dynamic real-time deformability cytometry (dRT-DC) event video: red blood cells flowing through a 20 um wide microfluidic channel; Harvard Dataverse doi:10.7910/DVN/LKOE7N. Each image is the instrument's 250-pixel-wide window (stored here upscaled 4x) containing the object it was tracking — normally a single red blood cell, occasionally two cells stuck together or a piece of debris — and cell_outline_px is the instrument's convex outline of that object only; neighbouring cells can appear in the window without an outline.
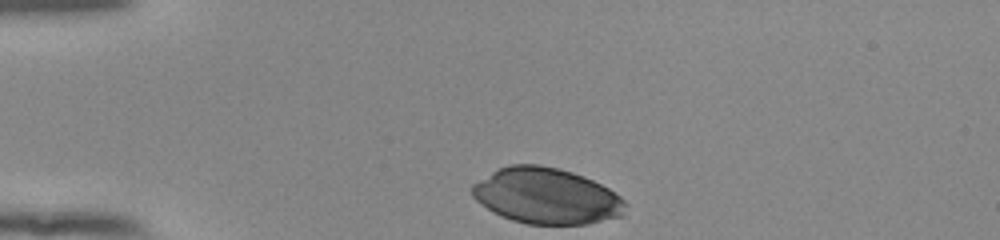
{"species": "human", "species_latin": "Homo sapiens", "temperature_condition": "room temperature", "stored_images_in_passage": 32, "camera_frame_rate_fps": 3000, "um_per_image_px": 0.085, "donor": {"sex": "female"}, "frame": {"image": 1, "passage_image": 1, "time_ms": 0.0, "image_size_px": [1000, 240], "cell_outline_px": [[628, 204], [624, 216], [588, 224], [528, 224], [512, 220], [480, 204], [472, 196], [472, 184], [492, 172], [508, 164], [536, 164], [556, 168], [572, 172], [584, 176], [608, 188], [620, 196]], "centroid_in_image_um": [46.49, 16.66], "position_along_channel_um": 38.5, "area_um2": 49.82}}
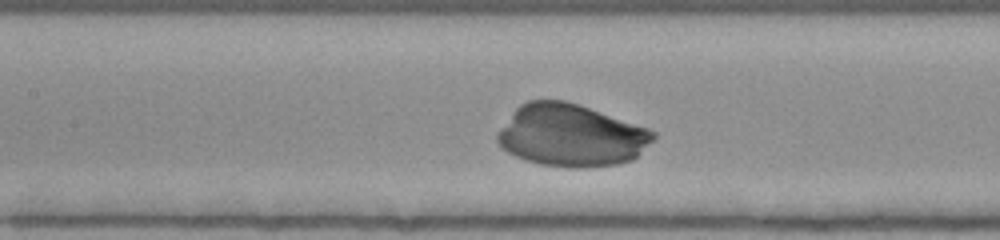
{"frame": {"image": 2, "passage_image": 14, "time_ms": 4.333, "image_size_px": [1000, 240], "cell_outline_px": [[656, 136], [632, 160], [620, 164], [588, 168], [568, 168], [540, 164], [516, 156], [508, 152], [496, 140], [496, 132], [516, 108], [520, 104], [528, 100], [564, 100], [648, 128], [656, 132]], "centroid_in_image_um": [48.52, 11.52], "position_along_channel_um": 158.9, "area_um2": 56.24}}
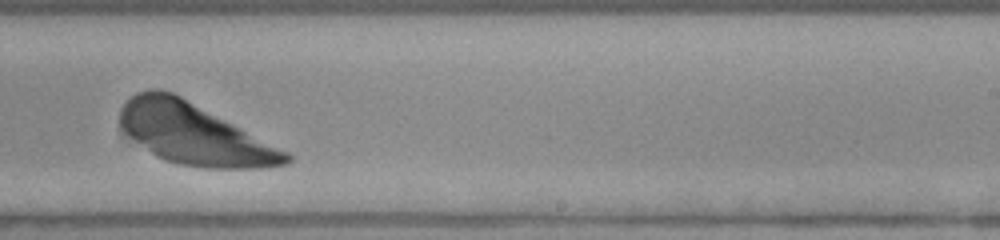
{"frame": {"image": 3, "passage_image": 23, "time_ms": 7.333, "image_size_px": [1000, 240], "cell_outline_px": [[292, 160], [288, 164], [264, 168], [204, 168], [180, 164], [164, 160], [156, 156], [132, 136], [120, 124], [120, 108], [136, 92], [148, 88], [160, 88], [172, 92], [180, 96], [288, 152], [292, 156]], "centroid_in_image_um": [16.52, 11.39], "position_along_channel_um": 272.5, "area_um2": 58.09}}